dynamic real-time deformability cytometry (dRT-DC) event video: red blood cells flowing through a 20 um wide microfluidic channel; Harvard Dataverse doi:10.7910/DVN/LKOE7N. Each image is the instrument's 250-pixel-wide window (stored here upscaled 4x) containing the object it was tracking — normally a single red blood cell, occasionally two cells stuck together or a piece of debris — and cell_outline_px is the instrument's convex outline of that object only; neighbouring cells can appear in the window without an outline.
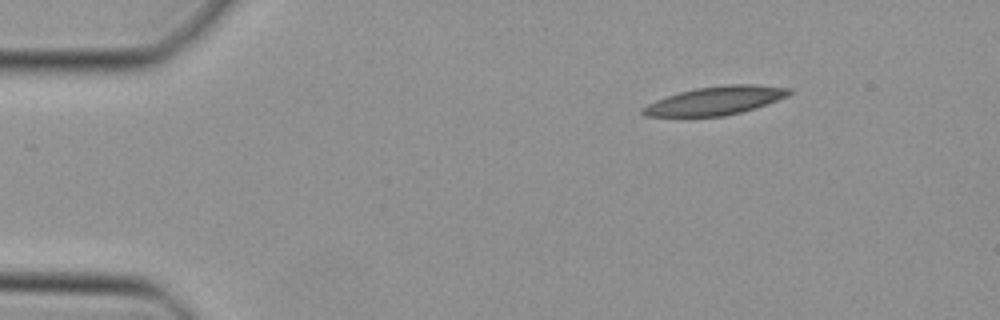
{"species": "Egyptian fruit bat (a non-hibernating species)", "species_latin": "Rousettus aegyptiacus", "temperature_condition": "cold", "stored_images_in_passage": 32, "camera_frame_rate_fps": 3000, "um_per_image_px": 0.085, "animal": {"sex": "female"}, "frame": {"image": 1, "passage_image": 1, "time_ms": 0.0, "image_size_px": [1000, 320], "cell_outline_px": [[792, 92], [788, 96], [740, 112], [724, 116], [644, 116], [640, 112], [640, 108], [656, 100], [680, 92], [696, 88], [728, 84], [756, 84], [792, 88]], "centroid_in_image_um": [60.8, 8.54], "position_along_channel_um": 24.2, "area_um2": 23.99}}
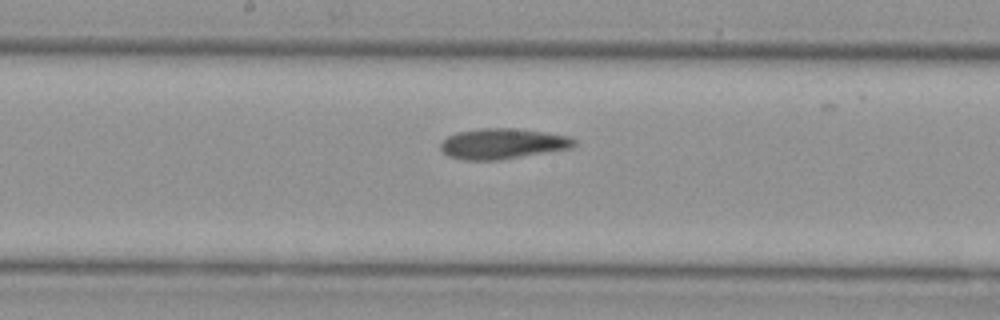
{"frame": {"image": 2, "passage_image": 19, "time_ms": 6.0, "image_size_px": [1000, 320], "cell_outline_px": [[576, 144], [572, 148], [496, 160], [460, 160], [448, 156], [440, 148], [440, 144], [448, 136], [456, 132], [480, 128], [516, 128], [544, 132], [568, 136], [576, 140]], "centroid_in_image_um": [42.7, 12.21], "position_along_channel_um": 205.5, "area_um2": 23.7}}
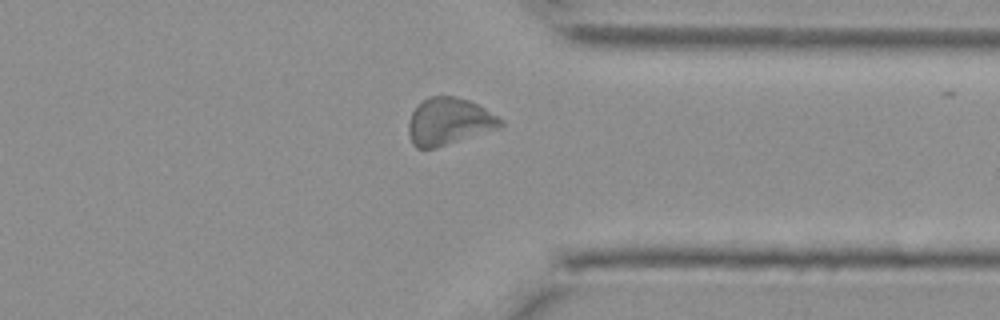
{"frame": {"image": 3, "passage_image": 31, "time_ms": 10.0, "image_size_px": [1000, 320], "cell_outline_px": [[504, 128], [436, 148], [416, 148], [412, 144], [408, 132], [408, 124], [412, 112], [428, 96], [452, 96], [468, 100], [484, 108], [504, 120]], "centroid_in_image_um": [38.2, 10.35], "position_along_channel_um": 373.2, "area_um2": 25.49}}